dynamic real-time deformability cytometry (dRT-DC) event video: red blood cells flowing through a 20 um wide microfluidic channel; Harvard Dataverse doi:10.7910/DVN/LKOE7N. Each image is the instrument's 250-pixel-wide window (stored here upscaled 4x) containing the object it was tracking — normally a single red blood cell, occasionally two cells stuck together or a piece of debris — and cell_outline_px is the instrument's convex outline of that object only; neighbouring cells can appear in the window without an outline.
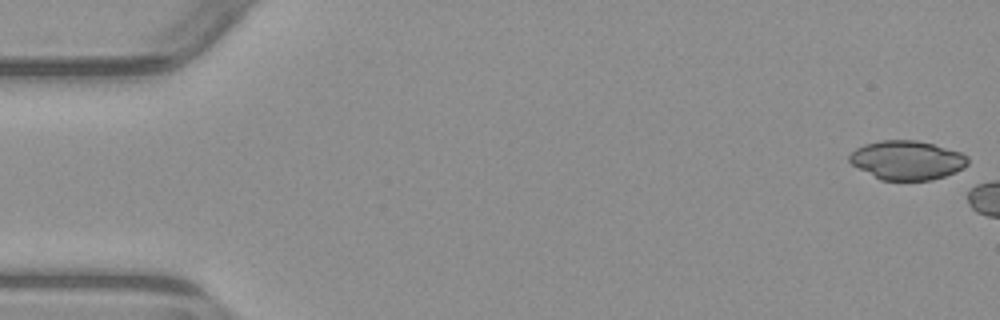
{"species": "common noctule bat (a hibernating species)", "species_latin": "Nyctalus noctula", "temperature_condition": "warm", "stored_images_in_passage": 2, "camera_frame_rate_fps": 3000, "um_per_image_px": 0.085, "animal": {"sex": "male", "body_mass_g": 23.1, "forearm_length_mm": 52.7}, "frame": {"image": 1, "passage_image": 1, "time_ms": 0.0, "image_size_px": [1000, 320], "cell_outline_px": [[968, 164], [964, 168], [956, 172], [932, 180], [880, 180], [852, 164], [848, 160], [848, 156], [856, 148], [864, 144], [880, 140], [916, 140], [932, 144], [960, 152], [968, 156]], "centroid_in_image_um": [77.1, 13.61], "position_along_channel_um": 7.9, "area_um2": 26.93}}